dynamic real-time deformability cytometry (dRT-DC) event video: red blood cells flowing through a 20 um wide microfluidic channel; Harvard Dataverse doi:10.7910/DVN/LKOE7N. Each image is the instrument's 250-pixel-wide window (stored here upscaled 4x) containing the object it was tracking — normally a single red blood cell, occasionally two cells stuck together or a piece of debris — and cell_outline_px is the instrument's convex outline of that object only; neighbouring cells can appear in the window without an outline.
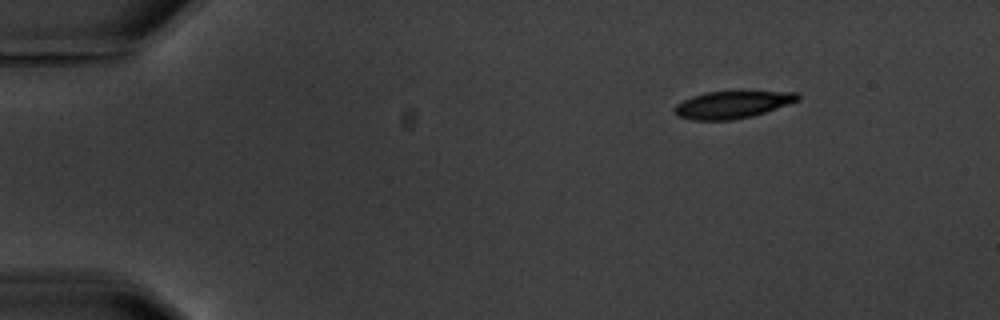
{"species": "common noctule bat (a hibernating species)", "species_latin": "Nyctalus noctula", "temperature_condition": "warm", "stored_images_in_passage": 5, "camera_frame_rate_fps": 3000, "um_per_image_px": 0.085, "animal": {"sex": "male", "body_mass_g": 20.1, "forearm_length_mm": 53.5}, "frame": {"image": 1, "passage_image": 1, "time_ms": 0.0, "image_size_px": [1000, 320], "cell_outline_px": [[800, 100], [752, 116], [732, 120], [692, 120], [676, 116], [672, 112], [672, 108], [676, 104], [692, 96], [704, 92], [796, 92], [800, 96]], "centroid_in_image_um": [62.17, 8.91], "position_along_channel_um": 22.8, "area_um2": 19.48}}
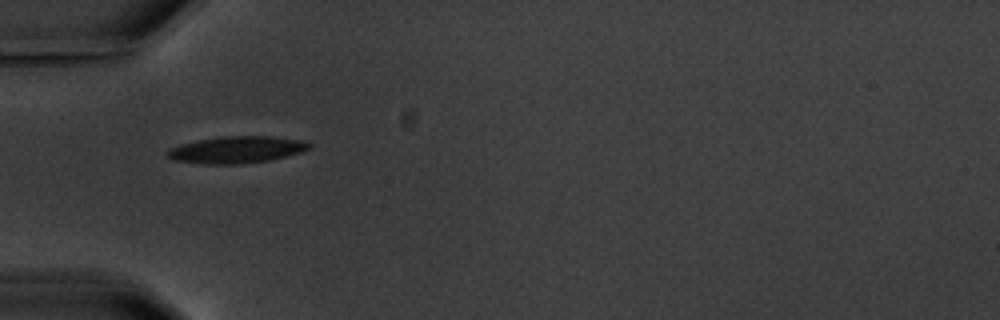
{"frame": {"image": 2, "passage_image": 4, "time_ms": 3.667, "image_size_px": [1000, 320], "cell_outline_px": [[312, 148], [300, 152], [268, 160], [240, 164], [204, 164], [172, 160], [164, 152], [168, 148], [180, 144], [220, 136], [272, 136], [304, 140], [312, 144]], "centroid_in_image_um": [20.09, 12.72], "position_along_channel_um": 64.9, "area_um2": 22.31}}
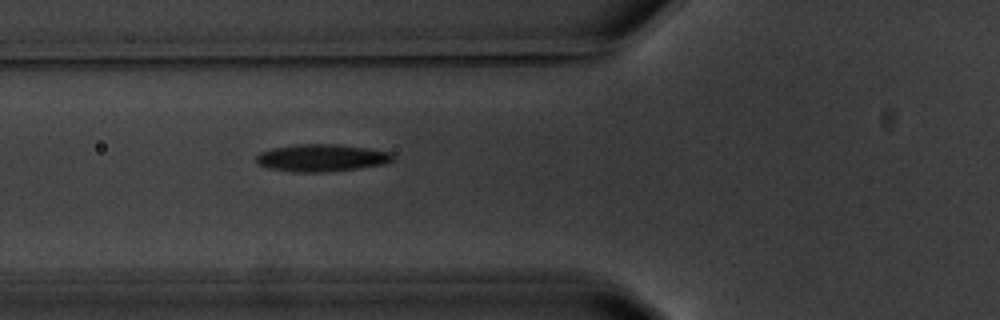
{"frame": {"image": 3, "passage_image": 5, "time_ms": 4.667, "image_size_px": [1000, 320], "cell_outline_px": [[396, 156], [392, 160], [384, 164], [360, 168], [328, 172], [292, 172], [268, 168], [256, 164], [256, 156], [260, 152], [272, 148], [296, 144], [340, 144], [368, 148], [392, 152]], "centroid_in_image_um": [27.34, 13.42], "position_along_channel_um": 98.5, "area_um2": 22.08}}